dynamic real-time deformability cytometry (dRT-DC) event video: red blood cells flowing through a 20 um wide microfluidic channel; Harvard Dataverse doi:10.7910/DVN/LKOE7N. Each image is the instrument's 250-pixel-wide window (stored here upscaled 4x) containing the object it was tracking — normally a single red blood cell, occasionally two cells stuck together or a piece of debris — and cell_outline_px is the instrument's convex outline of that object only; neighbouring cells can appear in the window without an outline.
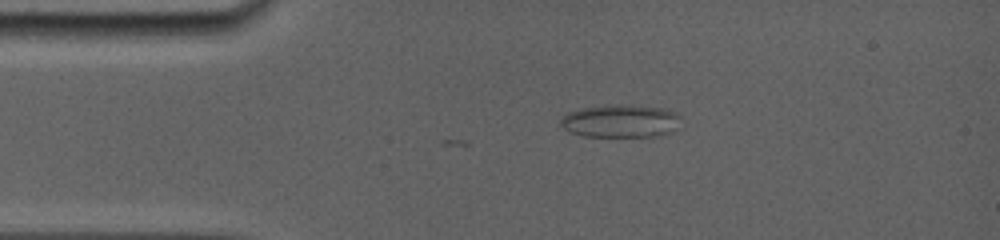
{"species": "common noctule bat (a hibernating species)", "species_latin": "Nyctalus noctula", "temperature_condition": "room temperature", "stored_images_in_passage": 3, "camera_frame_rate_fps": 5000, "um_per_image_px": 0.085, "animal": {"sex": "female", "body_mass_g": 19.0, "forearm_length_mm": 56.7}, "frame": {"image": 1, "passage_image": 1, "time_ms": 0.0, "image_size_px": [1000, 240], "cell_outline_px": [[680, 116], [676, 132], [656, 136], [584, 136], [568, 132], [560, 124], [560, 120], [568, 112], [584, 108], [616, 104], [620, 104], [664, 108], [676, 112]], "centroid_in_image_um": [52.78, 10.29], "position_along_channel_um": 32.2, "area_um2": 23.12}}